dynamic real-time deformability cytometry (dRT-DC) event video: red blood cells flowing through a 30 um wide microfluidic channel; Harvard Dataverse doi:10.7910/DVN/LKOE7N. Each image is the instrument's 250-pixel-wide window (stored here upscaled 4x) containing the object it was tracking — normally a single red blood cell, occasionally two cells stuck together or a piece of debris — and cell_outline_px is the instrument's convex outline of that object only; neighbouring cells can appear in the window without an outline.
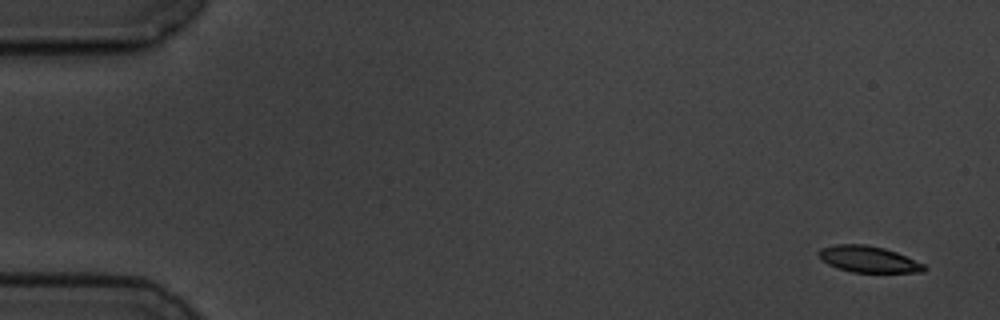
{"species": "common noctule bat (a hibernating species)", "species_latin": "Nyctalus noctula", "temperature_condition": "cold", "stored_images_in_passage": 5, "camera_frame_rate_fps": 3000, "um_per_image_px": 0.085, "animal": {"sex": "male", "body_mass_g": 19.5, "forearm_length_mm": 54.6}, "frame": {"image": 1, "passage_image": 1, "time_ms": 0.0, "image_size_px": [1000, 320], "cell_outline_px": [[928, 268], [924, 272], [852, 272], [836, 268], [820, 260], [816, 252], [820, 248], [836, 244], [864, 244], [884, 248], [896, 252], [924, 264]], "centroid_in_image_um": [73.77, 22.03], "position_along_channel_um": 11.2, "area_um2": 16.3}}